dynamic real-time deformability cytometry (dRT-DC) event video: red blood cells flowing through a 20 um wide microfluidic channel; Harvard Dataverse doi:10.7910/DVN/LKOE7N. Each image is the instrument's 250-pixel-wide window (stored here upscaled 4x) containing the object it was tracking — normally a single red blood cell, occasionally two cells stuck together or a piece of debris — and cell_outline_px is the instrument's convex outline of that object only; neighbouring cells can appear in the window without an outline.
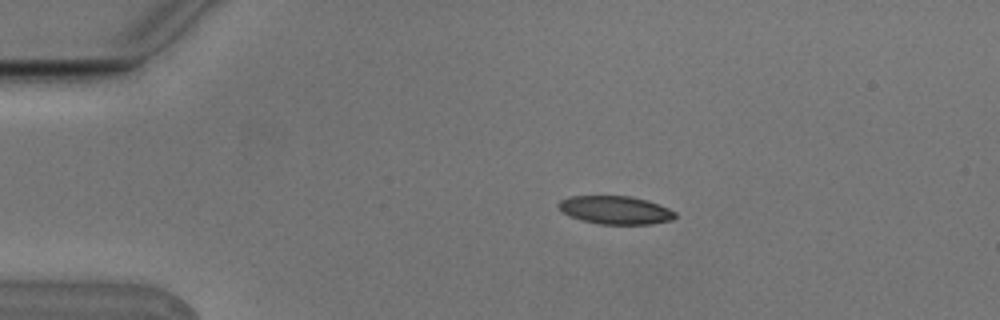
{"species": "Egyptian fruit bat (a non-hibernating species)", "species_latin": "Rousettus aegyptiacus", "temperature_condition": "cold", "stored_images_in_passage": 2, "camera_frame_rate_fps": 3000, "um_per_image_px": 0.085, "animal": {"sex": "male"}, "frame": {"image": 1, "passage_image": 1, "time_ms": 0.0, "image_size_px": [1000, 320], "cell_outline_px": [[676, 216], [672, 220], [652, 224], [600, 224], [580, 220], [564, 212], [556, 204], [560, 200], [568, 196], [632, 196], [668, 208], [676, 212]], "centroid_in_image_um": [52.3, 17.85], "position_along_channel_um": 32.7, "area_um2": 19.02}}